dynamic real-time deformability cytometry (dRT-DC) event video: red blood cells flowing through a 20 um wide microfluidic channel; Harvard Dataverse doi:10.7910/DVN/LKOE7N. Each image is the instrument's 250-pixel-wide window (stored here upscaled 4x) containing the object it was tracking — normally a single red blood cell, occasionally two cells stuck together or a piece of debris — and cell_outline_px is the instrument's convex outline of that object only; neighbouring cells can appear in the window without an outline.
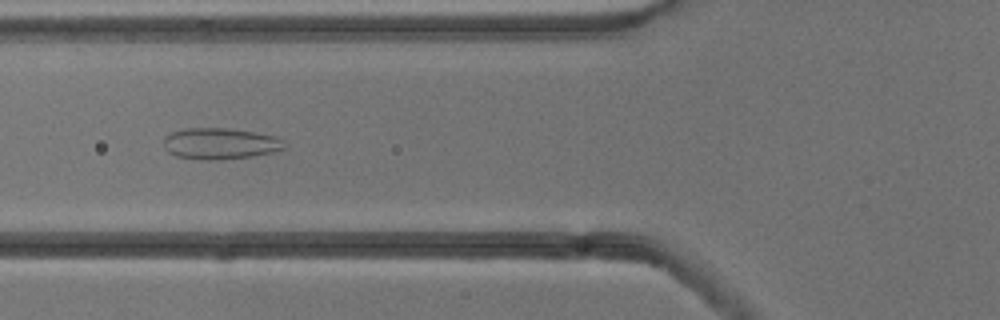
{"species": "common noctule bat (a hibernating species)", "species_latin": "Nyctalus noctula", "temperature_condition": "cold", "stored_images_in_passage": 44, "camera_frame_rate_fps": 3000, "um_per_image_px": 0.085, "animal": {"sex": "male", "body_mass_g": 13.3}, "frame": {"image": 1, "passage_image": 11, "time_ms": 3.333, "image_size_px": [1000, 320], "cell_outline_px": [[284, 148], [272, 152], [252, 156], [216, 160], [208, 160], [176, 156], [168, 152], [164, 148], [164, 136], [172, 132], [184, 128], [228, 128], [276, 136], [284, 140]], "centroid_in_image_um": [18.68, 12.2], "position_along_channel_um": 107.1, "area_um2": 21.91}}
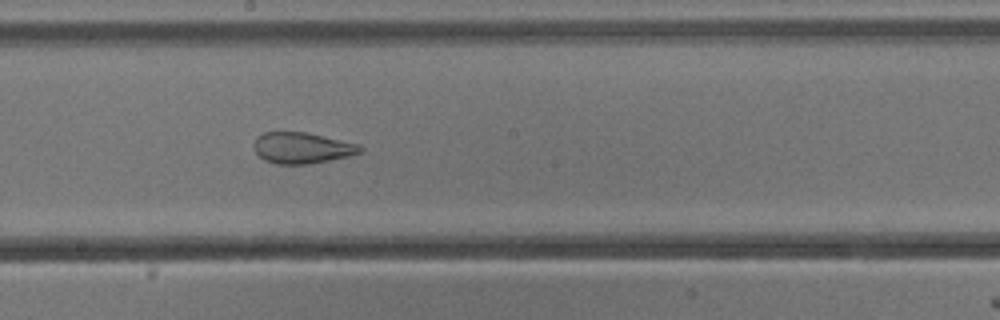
{"frame": {"image": 2, "passage_image": 20, "time_ms": 6.333, "image_size_px": [1000, 320], "cell_outline_px": [[364, 152], [348, 156], [308, 164], [276, 164], [264, 160], [256, 152], [256, 136], [264, 132], [304, 132], [360, 144], [364, 148]], "centroid_in_image_um": [25.71, 12.57], "position_along_channel_um": 222.5, "area_um2": 19.07}}
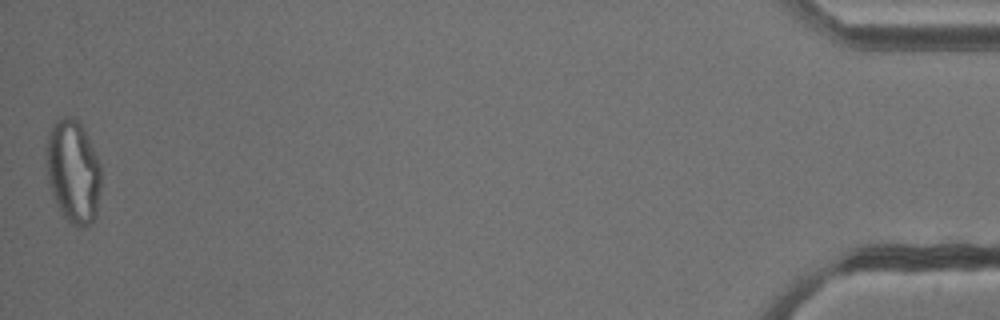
{"frame": {"image": 3, "passage_image": 44, "time_ms": 14.333, "image_size_px": [1000, 320], "cell_outline_px": [[100, 188], [96, 216], [92, 224], [80, 228], [76, 228], [64, 216], [48, 184], [44, 152], [44, 148], [52, 124], [56, 120], [64, 116], [76, 116], [80, 120], [84, 128], [100, 164]], "centroid_in_image_um": [6.2, 14.53], "position_along_channel_um": 429.0, "area_um2": 33.47}, "authors_computed_cell_mechanics": {"area_um2": 25.6343, "velocity_mm_per_s": 3.8329, "shape_relaxation_time_tau1_ms": null, "shape_relaxation_time_tau2_ms": 1.0854, "deformation_change_tau1": null, "deformation_change_tau2": 0.0884}}